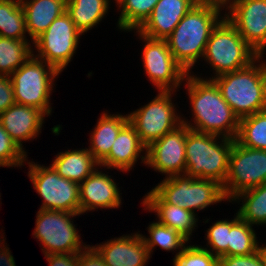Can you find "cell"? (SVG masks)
Returning <instances> with one entry per match:
<instances>
[{"instance_id":"obj_1","label":"cell","mask_w":266,"mask_h":266,"mask_svg":"<svg viewBox=\"0 0 266 266\" xmlns=\"http://www.w3.org/2000/svg\"><path fill=\"white\" fill-rule=\"evenodd\" d=\"M183 88L188 95L191 121L181 113V121L191 130L235 139L239 118L223 99L219 88L212 80L187 74Z\"/></svg>"},{"instance_id":"obj_2","label":"cell","mask_w":266,"mask_h":266,"mask_svg":"<svg viewBox=\"0 0 266 266\" xmlns=\"http://www.w3.org/2000/svg\"><path fill=\"white\" fill-rule=\"evenodd\" d=\"M224 9L197 3L165 39L175 61L187 74L203 59L212 30L225 17Z\"/></svg>"},{"instance_id":"obj_3","label":"cell","mask_w":266,"mask_h":266,"mask_svg":"<svg viewBox=\"0 0 266 266\" xmlns=\"http://www.w3.org/2000/svg\"><path fill=\"white\" fill-rule=\"evenodd\" d=\"M263 59V60H262ZM240 119L266 110V59L259 56L248 67L211 79Z\"/></svg>"},{"instance_id":"obj_4","label":"cell","mask_w":266,"mask_h":266,"mask_svg":"<svg viewBox=\"0 0 266 266\" xmlns=\"http://www.w3.org/2000/svg\"><path fill=\"white\" fill-rule=\"evenodd\" d=\"M233 143L234 139L189 129L185 144V175L213 179L224 185Z\"/></svg>"},{"instance_id":"obj_5","label":"cell","mask_w":266,"mask_h":266,"mask_svg":"<svg viewBox=\"0 0 266 266\" xmlns=\"http://www.w3.org/2000/svg\"><path fill=\"white\" fill-rule=\"evenodd\" d=\"M259 55L246 43L236 28L224 17L212 30L208 39L203 61L209 65L213 74L210 77L192 75L211 80L224 73L248 67ZM208 77V78H207Z\"/></svg>"},{"instance_id":"obj_6","label":"cell","mask_w":266,"mask_h":266,"mask_svg":"<svg viewBox=\"0 0 266 266\" xmlns=\"http://www.w3.org/2000/svg\"><path fill=\"white\" fill-rule=\"evenodd\" d=\"M59 75L54 67L32 54L10 75L15 102L35 107L47 117L52 116L51 95Z\"/></svg>"},{"instance_id":"obj_7","label":"cell","mask_w":266,"mask_h":266,"mask_svg":"<svg viewBox=\"0 0 266 266\" xmlns=\"http://www.w3.org/2000/svg\"><path fill=\"white\" fill-rule=\"evenodd\" d=\"M153 189L166 203L179 205L199 216L211 205L229 202L224 195L223 185L213 179H202L177 175L157 183Z\"/></svg>"},{"instance_id":"obj_8","label":"cell","mask_w":266,"mask_h":266,"mask_svg":"<svg viewBox=\"0 0 266 266\" xmlns=\"http://www.w3.org/2000/svg\"><path fill=\"white\" fill-rule=\"evenodd\" d=\"M81 214L65 211L39 209L36 213L32 237L40 241L44 255L56 253H79L89 245L81 240L74 219Z\"/></svg>"},{"instance_id":"obj_9","label":"cell","mask_w":266,"mask_h":266,"mask_svg":"<svg viewBox=\"0 0 266 266\" xmlns=\"http://www.w3.org/2000/svg\"><path fill=\"white\" fill-rule=\"evenodd\" d=\"M81 36L83 34L65 11L33 41V55L50 64L61 74L74 58Z\"/></svg>"},{"instance_id":"obj_10","label":"cell","mask_w":266,"mask_h":266,"mask_svg":"<svg viewBox=\"0 0 266 266\" xmlns=\"http://www.w3.org/2000/svg\"><path fill=\"white\" fill-rule=\"evenodd\" d=\"M157 93L147 104L127 113L129 122L146 147L182 123L177 102L174 103L172 100L176 91H157Z\"/></svg>"},{"instance_id":"obj_11","label":"cell","mask_w":266,"mask_h":266,"mask_svg":"<svg viewBox=\"0 0 266 266\" xmlns=\"http://www.w3.org/2000/svg\"><path fill=\"white\" fill-rule=\"evenodd\" d=\"M28 177L42 198L39 209L80 214L79 183L61 177L51 165L44 166L27 158Z\"/></svg>"},{"instance_id":"obj_12","label":"cell","mask_w":266,"mask_h":266,"mask_svg":"<svg viewBox=\"0 0 266 266\" xmlns=\"http://www.w3.org/2000/svg\"><path fill=\"white\" fill-rule=\"evenodd\" d=\"M133 33L144 43L140 58L148 81L157 91L179 92L187 73L175 61L167 41L145 37L136 30Z\"/></svg>"},{"instance_id":"obj_13","label":"cell","mask_w":266,"mask_h":266,"mask_svg":"<svg viewBox=\"0 0 266 266\" xmlns=\"http://www.w3.org/2000/svg\"><path fill=\"white\" fill-rule=\"evenodd\" d=\"M266 183V150L247 148L235 139L229 158L228 174L223 185L230 202L239 193Z\"/></svg>"},{"instance_id":"obj_14","label":"cell","mask_w":266,"mask_h":266,"mask_svg":"<svg viewBox=\"0 0 266 266\" xmlns=\"http://www.w3.org/2000/svg\"><path fill=\"white\" fill-rule=\"evenodd\" d=\"M227 20L259 55L266 51V0H233L224 10Z\"/></svg>"},{"instance_id":"obj_15","label":"cell","mask_w":266,"mask_h":266,"mask_svg":"<svg viewBox=\"0 0 266 266\" xmlns=\"http://www.w3.org/2000/svg\"><path fill=\"white\" fill-rule=\"evenodd\" d=\"M190 128L181 123L174 130L152 142L146 149V165L165 178L186 172L185 144Z\"/></svg>"},{"instance_id":"obj_16","label":"cell","mask_w":266,"mask_h":266,"mask_svg":"<svg viewBox=\"0 0 266 266\" xmlns=\"http://www.w3.org/2000/svg\"><path fill=\"white\" fill-rule=\"evenodd\" d=\"M100 169V170H99ZM98 167L79 184L80 214L98 209H118L122 205V192L112 175ZM106 172V173H105ZM121 192V193H120Z\"/></svg>"},{"instance_id":"obj_17","label":"cell","mask_w":266,"mask_h":266,"mask_svg":"<svg viewBox=\"0 0 266 266\" xmlns=\"http://www.w3.org/2000/svg\"><path fill=\"white\" fill-rule=\"evenodd\" d=\"M130 234L91 246L103 258L106 266H146L151 257L140 231Z\"/></svg>"},{"instance_id":"obj_18","label":"cell","mask_w":266,"mask_h":266,"mask_svg":"<svg viewBox=\"0 0 266 266\" xmlns=\"http://www.w3.org/2000/svg\"><path fill=\"white\" fill-rule=\"evenodd\" d=\"M146 149L134 126L128 121L118 133L109 154L99 165L106 170H120L123 174L131 172L138 160L146 165Z\"/></svg>"},{"instance_id":"obj_19","label":"cell","mask_w":266,"mask_h":266,"mask_svg":"<svg viewBox=\"0 0 266 266\" xmlns=\"http://www.w3.org/2000/svg\"><path fill=\"white\" fill-rule=\"evenodd\" d=\"M47 116L39 109L15 103L0 114V123L10 138L25 150V142L36 140L42 133Z\"/></svg>"},{"instance_id":"obj_20","label":"cell","mask_w":266,"mask_h":266,"mask_svg":"<svg viewBox=\"0 0 266 266\" xmlns=\"http://www.w3.org/2000/svg\"><path fill=\"white\" fill-rule=\"evenodd\" d=\"M196 4L195 0H159L136 31L151 39L165 40Z\"/></svg>"},{"instance_id":"obj_21","label":"cell","mask_w":266,"mask_h":266,"mask_svg":"<svg viewBox=\"0 0 266 266\" xmlns=\"http://www.w3.org/2000/svg\"><path fill=\"white\" fill-rule=\"evenodd\" d=\"M140 204L146 212L155 213V220L160 224L174 229L192 243V233L201 221L192 211L166 203L153 189L143 196Z\"/></svg>"},{"instance_id":"obj_22","label":"cell","mask_w":266,"mask_h":266,"mask_svg":"<svg viewBox=\"0 0 266 266\" xmlns=\"http://www.w3.org/2000/svg\"><path fill=\"white\" fill-rule=\"evenodd\" d=\"M128 121V114H110L108 110L101 112L89 134L87 148L99 163L109 154L118 133Z\"/></svg>"},{"instance_id":"obj_23","label":"cell","mask_w":266,"mask_h":266,"mask_svg":"<svg viewBox=\"0 0 266 266\" xmlns=\"http://www.w3.org/2000/svg\"><path fill=\"white\" fill-rule=\"evenodd\" d=\"M67 0H20L24 10L28 38L34 41L66 11Z\"/></svg>"},{"instance_id":"obj_24","label":"cell","mask_w":266,"mask_h":266,"mask_svg":"<svg viewBox=\"0 0 266 266\" xmlns=\"http://www.w3.org/2000/svg\"><path fill=\"white\" fill-rule=\"evenodd\" d=\"M50 164L63 178L81 183L91 175L98 167L99 162L86 148L68 149L58 152Z\"/></svg>"},{"instance_id":"obj_25","label":"cell","mask_w":266,"mask_h":266,"mask_svg":"<svg viewBox=\"0 0 266 266\" xmlns=\"http://www.w3.org/2000/svg\"><path fill=\"white\" fill-rule=\"evenodd\" d=\"M112 2L111 0H67L66 12L76 28L84 35L107 17Z\"/></svg>"},{"instance_id":"obj_26","label":"cell","mask_w":266,"mask_h":266,"mask_svg":"<svg viewBox=\"0 0 266 266\" xmlns=\"http://www.w3.org/2000/svg\"><path fill=\"white\" fill-rule=\"evenodd\" d=\"M230 203L240 204L236 212L248 224L266 226V183L239 193Z\"/></svg>"},{"instance_id":"obj_27","label":"cell","mask_w":266,"mask_h":266,"mask_svg":"<svg viewBox=\"0 0 266 266\" xmlns=\"http://www.w3.org/2000/svg\"><path fill=\"white\" fill-rule=\"evenodd\" d=\"M146 229L149 235H147V237L142 233H140V235L143 238L151 258L153 250L159 246L167 252L174 251V260L189 243V241L179 232L169 228L168 226L160 224L157 220L150 222Z\"/></svg>"},{"instance_id":"obj_28","label":"cell","mask_w":266,"mask_h":266,"mask_svg":"<svg viewBox=\"0 0 266 266\" xmlns=\"http://www.w3.org/2000/svg\"><path fill=\"white\" fill-rule=\"evenodd\" d=\"M118 8L117 29L121 32L137 30L150 16L159 0H114ZM120 10V11H119Z\"/></svg>"},{"instance_id":"obj_29","label":"cell","mask_w":266,"mask_h":266,"mask_svg":"<svg viewBox=\"0 0 266 266\" xmlns=\"http://www.w3.org/2000/svg\"><path fill=\"white\" fill-rule=\"evenodd\" d=\"M258 240L256 230L252 225L242 220L238 213L231 219L229 232L228 256H246L257 251Z\"/></svg>"},{"instance_id":"obj_30","label":"cell","mask_w":266,"mask_h":266,"mask_svg":"<svg viewBox=\"0 0 266 266\" xmlns=\"http://www.w3.org/2000/svg\"><path fill=\"white\" fill-rule=\"evenodd\" d=\"M0 37L29 40L20 0H0Z\"/></svg>"},{"instance_id":"obj_31","label":"cell","mask_w":266,"mask_h":266,"mask_svg":"<svg viewBox=\"0 0 266 266\" xmlns=\"http://www.w3.org/2000/svg\"><path fill=\"white\" fill-rule=\"evenodd\" d=\"M33 41L0 37V76H10L33 54Z\"/></svg>"},{"instance_id":"obj_32","label":"cell","mask_w":266,"mask_h":266,"mask_svg":"<svg viewBox=\"0 0 266 266\" xmlns=\"http://www.w3.org/2000/svg\"><path fill=\"white\" fill-rule=\"evenodd\" d=\"M235 140L247 148L266 150V110L240 119Z\"/></svg>"},{"instance_id":"obj_33","label":"cell","mask_w":266,"mask_h":266,"mask_svg":"<svg viewBox=\"0 0 266 266\" xmlns=\"http://www.w3.org/2000/svg\"><path fill=\"white\" fill-rule=\"evenodd\" d=\"M231 229V219H219L207 228L206 247L218 259L222 256H228L229 232Z\"/></svg>"},{"instance_id":"obj_34","label":"cell","mask_w":266,"mask_h":266,"mask_svg":"<svg viewBox=\"0 0 266 266\" xmlns=\"http://www.w3.org/2000/svg\"><path fill=\"white\" fill-rule=\"evenodd\" d=\"M27 153L22 150L0 123V167H24L27 161Z\"/></svg>"},{"instance_id":"obj_35","label":"cell","mask_w":266,"mask_h":266,"mask_svg":"<svg viewBox=\"0 0 266 266\" xmlns=\"http://www.w3.org/2000/svg\"><path fill=\"white\" fill-rule=\"evenodd\" d=\"M173 266H219V259L201 245L185 246L174 259Z\"/></svg>"},{"instance_id":"obj_36","label":"cell","mask_w":266,"mask_h":266,"mask_svg":"<svg viewBox=\"0 0 266 266\" xmlns=\"http://www.w3.org/2000/svg\"><path fill=\"white\" fill-rule=\"evenodd\" d=\"M219 266H263L258 251L246 256H222Z\"/></svg>"},{"instance_id":"obj_37","label":"cell","mask_w":266,"mask_h":266,"mask_svg":"<svg viewBox=\"0 0 266 266\" xmlns=\"http://www.w3.org/2000/svg\"><path fill=\"white\" fill-rule=\"evenodd\" d=\"M15 103L10 76H0V114Z\"/></svg>"},{"instance_id":"obj_38","label":"cell","mask_w":266,"mask_h":266,"mask_svg":"<svg viewBox=\"0 0 266 266\" xmlns=\"http://www.w3.org/2000/svg\"><path fill=\"white\" fill-rule=\"evenodd\" d=\"M49 266H78L79 253H56L44 255Z\"/></svg>"},{"instance_id":"obj_39","label":"cell","mask_w":266,"mask_h":266,"mask_svg":"<svg viewBox=\"0 0 266 266\" xmlns=\"http://www.w3.org/2000/svg\"><path fill=\"white\" fill-rule=\"evenodd\" d=\"M78 266H106L103 258L89 245L79 252Z\"/></svg>"},{"instance_id":"obj_40","label":"cell","mask_w":266,"mask_h":266,"mask_svg":"<svg viewBox=\"0 0 266 266\" xmlns=\"http://www.w3.org/2000/svg\"><path fill=\"white\" fill-rule=\"evenodd\" d=\"M5 244H7L6 241L0 245V266H17L15 258L8 247L9 245Z\"/></svg>"},{"instance_id":"obj_41","label":"cell","mask_w":266,"mask_h":266,"mask_svg":"<svg viewBox=\"0 0 266 266\" xmlns=\"http://www.w3.org/2000/svg\"><path fill=\"white\" fill-rule=\"evenodd\" d=\"M195 1L196 3L216 5L225 10L233 0H195Z\"/></svg>"},{"instance_id":"obj_42","label":"cell","mask_w":266,"mask_h":266,"mask_svg":"<svg viewBox=\"0 0 266 266\" xmlns=\"http://www.w3.org/2000/svg\"><path fill=\"white\" fill-rule=\"evenodd\" d=\"M262 244V245H261ZM258 243L257 251L262 260L263 266H266V244Z\"/></svg>"},{"instance_id":"obj_43","label":"cell","mask_w":266,"mask_h":266,"mask_svg":"<svg viewBox=\"0 0 266 266\" xmlns=\"http://www.w3.org/2000/svg\"><path fill=\"white\" fill-rule=\"evenodd\" d=\"M3 231L4 230L1 229V232H0V245L6 240V237H5L4 233H3Z\"/></svg>"}]
</instances>
